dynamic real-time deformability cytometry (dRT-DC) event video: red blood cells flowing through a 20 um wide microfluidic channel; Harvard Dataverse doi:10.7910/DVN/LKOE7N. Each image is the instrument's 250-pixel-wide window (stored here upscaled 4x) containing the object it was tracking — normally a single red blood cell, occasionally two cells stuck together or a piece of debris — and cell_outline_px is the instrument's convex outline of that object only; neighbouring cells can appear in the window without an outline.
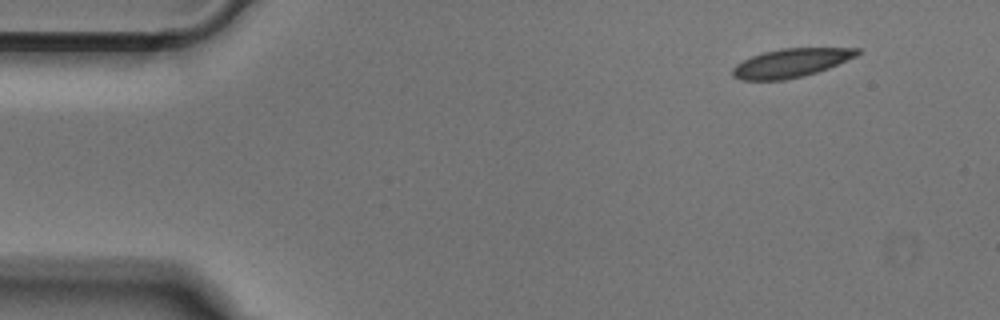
{"species": "Egyptian fruit bat (a non-hibernating species)", "species_latin": "Rousettus aegyptiacus", "temperature_condition": "cold", "stored_images_in_passage": 47, "camera_frame_rate_fps": 3000, "um_per_image_px": 0.085, "animal": {"sex": "male"}, "frame": {"image": 1, "passage_image": 1, "time_ms": 0.0, "image_size_px": [1000, 320], "cell_outline_px": [[860, 52], [856, 56], [828, 68], [804, 76], [784, 80], [740, 80], [732, 76], [732, 68], [736, 64], [752, 56], [764, 52], [780, 48], [860, 48]], "centroid_in_image_um": [67.2, 5.35], "position_along_channel_um": 17.8, "area_um2": 20.75}}
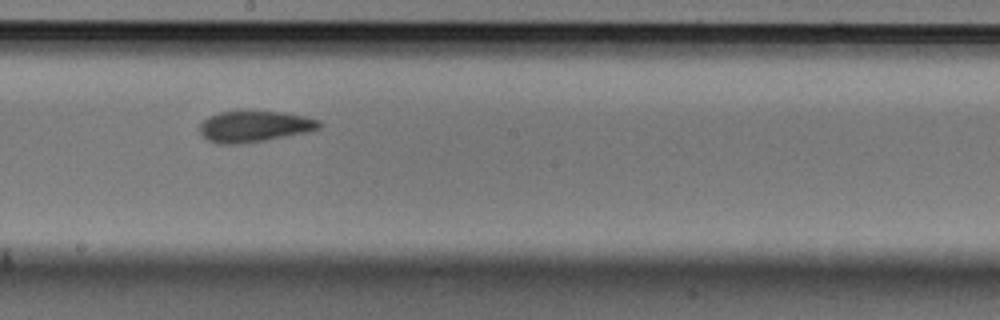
{"frame": {"image": 2, "passage_image": 24, "time_ms": 7.667, "image_size_px": [1000, 320], "cell_outline_px": [[320, 128], [308, 132], [264, 140], [236, 144], [216, 144], [208, 140], [200, 132], [200, 124], [208, 116], [220, 112], [248, 108], [284, 112], [304, 116], [320, 120]], "centroid_in_image_um": [21.61, 10.7], "position_along_channel_um": 226.6, "area_um2": 22.31}}
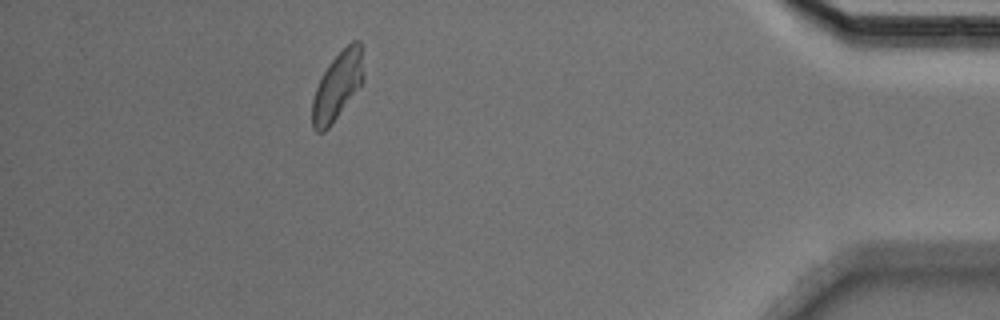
{"frame": {"image": 3, "passage_image": 42, "time_ms": 13.667, "image_size_px": [1000, 320], "cell_outline_px": [[364, 80], [328, 128], [324, 132], [316, 132], [312, 128], [312, 100], [316, 88], [328, 64], [352, 40], [360, 40], [364, 76]], "centroid_in_image_um": [28.68, 7.3], "position_along_channel_um": 406.5, "area_um2": 19.88}}